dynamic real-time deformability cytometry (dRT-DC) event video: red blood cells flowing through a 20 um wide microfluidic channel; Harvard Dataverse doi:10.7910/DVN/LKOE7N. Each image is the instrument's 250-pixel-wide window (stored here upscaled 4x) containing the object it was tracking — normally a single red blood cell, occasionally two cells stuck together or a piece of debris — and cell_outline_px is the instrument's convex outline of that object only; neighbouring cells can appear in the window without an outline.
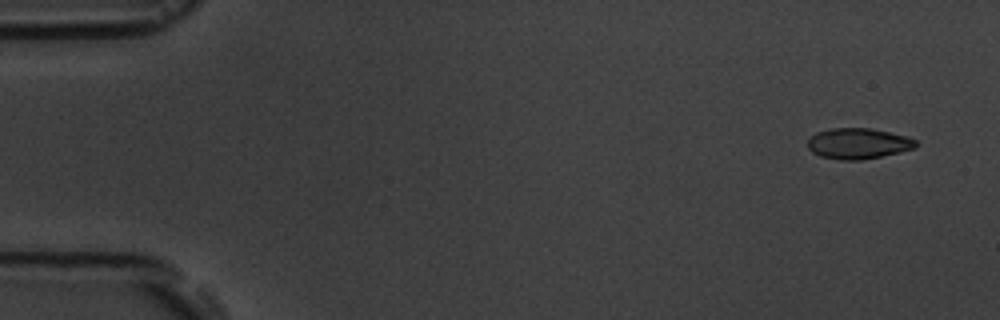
{"species": "common noctule bat (a hibernating species)", "species_latin": "Nyctalus noctula", "temperature_condition": "room temperature", "stored_images_in_passage": 5, "camera_frame_rate_fps": 3000, "um_per_image_px": 0.085, "animal": {"sex": "male", "body_mass_g": 19.5, "forearm_length_mm": 54.6}, "frame": {"image": 1, "passage_image": 1, "time_ms": 0.0, "image_size_px": [1000, 320], "cell_outline_px": [[916, 148], [880, 156], [860, 160], [840, 160], [820, 156], [812, 152], [808, 148], [808, 136], [816, 132], [832, 128], [872, 128], [908, 136], [916, 140]], "centroid_in_image_um": [72.92, 12.19], "position_along_channel_um": 12.1, "area_um2": 19.48}}
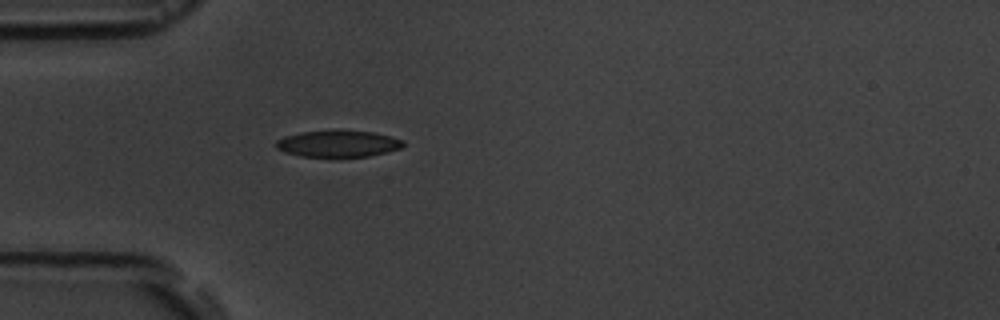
{"frame": {"image": 2, "passage_image": 5, "time_ms": 4.333, "image_size_px": [1000, 320], "cell_outline_px": [[404, 144], [400, 148], [388, 152], [368, 156], [336, 160], [300, 156], [284, 152], [276, 148], [276, 140], [284, 136], [300, 132], [340, 128], [372, 132], [404, 140]], "centroid_in_image_um": [28.7, 12.23], "position_along_channel_um": 56.3, "area_um2": 21.04}}